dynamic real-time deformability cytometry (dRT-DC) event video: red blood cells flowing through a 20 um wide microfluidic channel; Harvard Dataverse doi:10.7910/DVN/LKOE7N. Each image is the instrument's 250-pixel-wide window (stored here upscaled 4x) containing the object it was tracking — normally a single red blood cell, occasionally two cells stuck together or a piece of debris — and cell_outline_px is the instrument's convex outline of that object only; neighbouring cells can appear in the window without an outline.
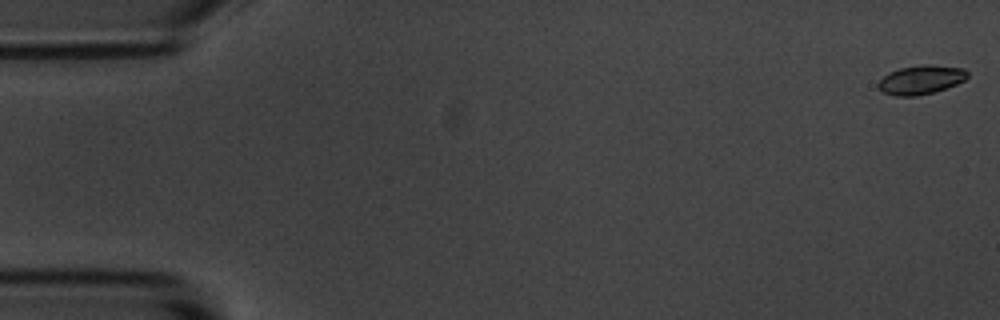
{"species": "common noctule bat (a hibernating species)", "species_latin": "Nyctalus noctula", "temperature_condition": "room temperature", "stored_images_in_passage": 6, "camera_frame_rate_fps": 3000, "um_per_image_px": 0.085, "animal": {"sex": "male", "body_mass_g": 20.1, "forearm_length_mm": 53.5}, "frame": {"image": 1, "passage_image": 1, "time_ms": 0.0, "image_size_px": [1000, 320], "cell_outline_px": [[968, 76], [964, 80], [956, 84], [932, 92], [916, 96], [896, 96], [884, 92], [880, 88], [880, 80], [888, 72], [900, 68], [924, 64], [964, 68], [968, 72]], "centroid_in_image_um": [78.3, 6.77], "position_along_channel_um": 6.7, "area_um2": 14.74}}
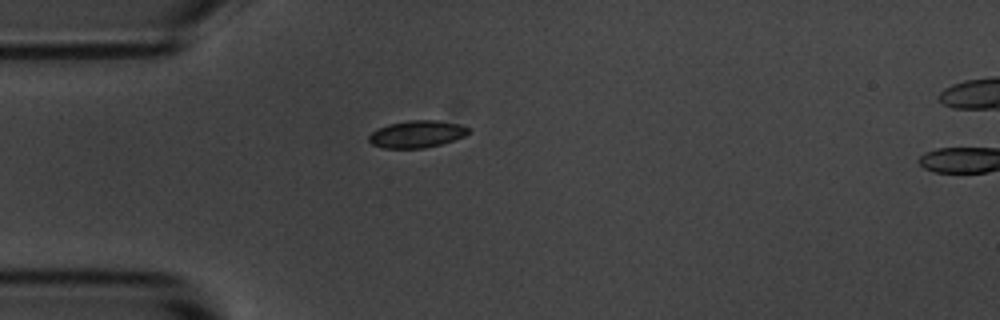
{"frame": {"image": 2, "passage_image": 5, "time_ms": 4.667, "image_size_px": [1000, 320], "cell_outline_px": [[472, 132], [464, 136], [440, 144], [424, 148], [384, 148], [372, 144], [368, 140], [368, 136], [372, 132], [388, 124], [408, 120], [436, 120], [460, 124], [472, 128]], "centroid_in_image_um": [35.47, 11.39], "position_along_channel_um": 49.5, "area_um2": 15.78}}